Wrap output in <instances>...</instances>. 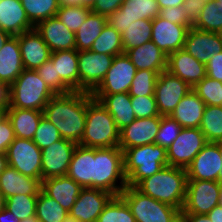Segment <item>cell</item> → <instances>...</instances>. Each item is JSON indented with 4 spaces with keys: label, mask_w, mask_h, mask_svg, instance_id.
Masks as SVG:
<instances>
[{
    "label": "cell",
    "mask_w": 222,
    "mask_h": 222,
    "mask_svg": "<svg viewBox=\"0 0 222 222\" xmlns=\"http://www.w3.org/2000/svg\"><path fill=\"white\" fill-rule=\"evenodd\" d=\"M159 14L157 0H124L120 8L107 17V24L122 34L133 22L153 20Z\"/></svg>",
    "instance_id": "cell-14"
},
{
    "label": "cell",
    "mask_w": 222,
    "mask_h": 222,
    "mask_svg": "<svg viewBox=\"0 0 222 222\" xmlns=\"http://www.w3.org/2000/svg\"><path fill=\"white\" fill-rule=\"evenodd\" d=\"M50 59L56 70V94L79 91L78 51L51 52Z\"/></svg>",
    "instance_id": "cell-15"
},
{
    "label": "cell",
    "mask_w": 222,
    "mask_h": 222,
    "mask_svg": "<svg viewBox=\"0 0 222 222\" xmlns=\"http://www.w3.org/2000/svg\"><path fill=\"white\" fill-rule=\"evenodd\" d=\"M95 148L77 145L67 171V176L83 188H94Z\"/></svg>",
    "instance_id": "cell-25"
},
{
    "label": "cell",
    "mask_w": 222,
    "mask_h": 222,
    "mask_svg": "<svg viewBox=\"0 0 222 222\" xmlns=\"http://www.w3.org/2000/svg\"><path fill=\"white\" fill-rule=\"evenodd\" d=\"M96 0H59L60 7L82 5L92 8Z\"/></svg>",
    "instance_id": "cell-56"
},
{
    "label": "cell",
    "mask_w": 222,
    "mask_h": 222,
    "mask_svg": "<svg viewBox=\"0 0 222 222\" xmlns=\"http://www.w3.org/2000/svg\"><path fill=\"white\" fill-rule=\"evenodd\" d=\"M219 204L222 206V192H221L220 203Z\"/></svg>",
    "instance_id": "cell-70"
},
{
    "label": "cell",
    "mask_w": 222,
    "mask_h": 222,
    "mask_svg": "<svg viewBox=\"0 0 222 222\" xmlns=\"http://www.w3.org/2000/svg\"><path fill=\"white\" fill-rule=\"evenodd\" d=\"M97 222H136V220L127 203L118 195L113 196L106 204Z\"/></svg>",
    "instance_id": "cell-41"
},
{
    "label": "cell",
    "mask_w": 222,
    "mask_h": 222,
    "mask_svg": "<svg viewBox=\"0 0 222 222\" xmlns=\"http://www.w3.org/2000/svg\"><path fill=\"white\" fill-rule=\"evenodd\" d=\"M218 34L220 35V38L222 40V30Z\"/></svg>",
    "instance_id": "cell-71"
},
{
    "label": "cell",
    "mask_w": 222,
    "mask_h": 222,
    "mask_svg": "<svg viewBox=\"0 0 222 222\" xmlns=\"http://www.w3.org/2000/svg\"><path fill=\"white\" fill-rule=\"evenodd\" d=\"M192 91V87L179 77L165 70L158 76L155 85V99L161 116H169L181 99Z\"/></svg>",
    "instance_id": "cell-13"
},
{
    "label": "cell",
    "mask_w": 222,
    "mask_h": 222,
    "mask_svg": "<svg viewBox=\"0 0 222 222\" xmlns=\"http://www.w3.org/2000/svg\"><path fill=\"white\" fill-rule=\"evenodd\" d=\"M63 139L58 129L44 116L41 118L33 142L42 150Z\"/></svg>",
    "instance_id": "cell-47"
},
{
    "label": "cell",
    "mask_w": 222,
    "mask_h": 222,
    "mask_svg": "<svg viewBox=\"0 0 222 222\" xmlns=\"http://www.w3.org/2000/svg\"><path fill=\"white\" fill-rule=\"evenodd\" d=\"M167 71L179 77L191 87L207 76L206 65L199 62L184 49L172 52L168 56Z\"/></svg>",
    "instance_id": "cell-23"
},
{
    "label": "cell",
    "mask_w": 222,
    "mask_h": 222,
    "mask_svg": "<svg viewBox=\"0 0 222 222\" xmlns=\"http://www.w3.org/2000/svg\"><path fill=\"white\" fill-rule=\"evenodd\" d=\"M8 166L6 153L0 152V174Z\"/></svg>",
    "instance_id": "cell-61"
},
{
    "label": "cell",
    "mask_w": 222,
    "mask_h": 222,
    "mask_svg": "<svg viewBox=\"0 0 222 222\" xmlns=\"http://www.w3.org/2000/svg\"><path fill=\"white\" fill-rule=\"evenodd\" d=\"M11 35L5 31L0 30V49L3 47V45L5 44V42L8 40V38Z\"/></svg>",
    "instance_id": "cell-62"
},
{
    "label": "cell",
    "mask_w": 222,
    "mask_h": 222,
    "mask_svg": "<svg viewBox=\"0 0 222 222\" xmlns=\"http://www.w3.org/2000/svg\"><path fill=\"white\" fill-rule=\"evenodd\" d=\"M200 2H203V3H207V2H211V1H215V0H199Z\"/></svg>",
    "instance_id": "cell-68"
},
{
    "label": "cell",
    "mask_w": 222,
    "mask_h": 222,
    "mask_svg": "<svg viewBox=\"0 0 222 222\" xmlns=\"http://www.w3.org/2000/svg\"><path fill=\"white\" fill-rule=\"evenodd\" d=\"M20 222H40L36 216H33V217H28L24 220H21Z\"/></svg>",
    "instance_id": "cell-65"
},
{
    "label": "cell",
    "mask_w": 222,
    "mask_h": 222,
    "mask_svg": "<svg viewBox=\"0 0 222 222\" xmlns=\"http://www.w3.org/2000/svg\"><path fill=\"white\" fill-rule=\"evenodd\" d=\"M205 106L202 99L194 91H190L169 116L182 128H199Z\"/></svg>",
    "instance_id": "cell-32"
},
{
    "label": "cell",
    "mask_w": 222,
    "mask_h": 222,
    "mask_svg": "<svg viewBox=\"0 0 222 222\" xmlns=\"http://www.w3.org/2000/svg\"><path fill=\"white\" fill-rule=\"evenodd\" d=\"M17 36L24 69L36 70L50 58L51 51L35 28Z\"/></svg>",
    "instance_id": "cell-24"
},
{
    "label": "cell",
    "mask_w": 222,
    "mask_h": 222,
    "mask_svg": "<svg viewBox=\"0 0 222 222\" xmlns=\"http://www.w3.org/2000/svg\"><path fill=\"white\" fill-rule=\"evenodd\" d=\"M93 52L107 55H120L124 53L121 34L109 24L103 28L99 37L93 42L90 49Z\"/></svg>",
    "instance_id": "cell-39"
},
{
    "label": "cell",
    "mask_w": 222,
    "mask_h": 222,
    "mask_svg": "<svg viewBox=\"0 0 222 222\" xmlns=\"http://www.w3.org/2000/svg\"><path fill=\"white\" fill-rule=\"evenodd\" d=\"M120 196L129 206L136 222H178L181 219L178 208L144 195L135 187L127 185Z\"/></svg>",
    "instance_id": "cell-7"
},
{
    "label": "cell",
    "mask_w": 222,
    "mask_h": 222,
    "mask_svg": "<svg viewBox=\"0 0 222 222\" xmlns=\"http://www.w3.org/2000/svg\"><path fill=\"white\" fill-rule=\"evenodd\" d=\"M222 184L217 181L187 180L181 214H207L220 203Z\"/></svg>",
    "instance_id": "cell-8"
},
{
    "label": "cell",
    "mask_w": 222,
    "mask_h": 222,
    "mask_svg": "<svg viewBox=\"0 0 222 222\" xmlns=\"http://www.w3.org/2000/svg\"><path fill=\"white\" fill-rule=\"evenodd\" d=\"M35 30L51 52L76 49V35L54 16L39 22Z\"/></svg>",
    "instance_id": "cell-22"
},
{
    "label": "cell",
    "mask_w": 222,
    "mask_h": 222,
    "mask_svg": "<svg viewBox=\"0 0 222 222\" xmlns=\"http://www.w3.org/2000/svg\"><path fill=\"white\" fill-rule=\"evenodd\" d=\"M69 212L42 189L36 202V217L40 222H63Z\"/></svg>",
    "instance_id": "cell-37"
},
{
    "label": "cell",
    "mask_w": 222,
    "mask_h": 222,
    "mask_svg": "<svg viewBox=\"0 0 222 222\" xmlns=\"http://www.w3.org/2000/svg\"><path fill=\"white\" fill-rule=\"evenodd\" d=\"M30 23L35 27L39 22L56 16L59 0H20Z\"/></svg>",
    "instance_id": "cell-35"
},
{
    "label": "cell",
    "mask_w": 222,
    "mask_h": 222,
    "mask_svg": "<svg viewBox=\"0 0 222 222\" xmlns=\"http://www.w3.org/2000/svg\"><path fill=\"white\" fill-rule=\"evenodd\" d=\"M37 199L38 195H13L6 199L5 209L21 221L36 216Z\"/></svg>",
    "instance_id": "cell-42"
},
{
    "label": "cell",
    "mask_w": 222,
    "mask_h": 222,
    "mask_svg": "<svg viewBox=\"0 0 222 222\" xmlns=\"http://www.w3.org/2000/svg\"><path fill=\"white\" fill-rule=\"evenodd\" d=\"M9 107L43 111L49 100L56 94L38 75L36 70L24 69L9 87Z\"/></svg>",
    "instance_id": "cell-6"
},
{
    "label": "cell",
    "mask_w": 222,
    "mask_h": 222,
    "mask_svg": "<svg viewBox=\"0 0 222 222\" xmlns=\"http://www.w3.org/2000/svg\"><path fill=\"white\" fill-rule=\"evenodd\" d=\"M38 75L47 86L56 94V70L52 60L49 58L43 65L36 69Z\"/></svg>",
    "instance_id": "cell-51"
},
{
    "label": "cell",
    "mask_w": 222,
    "mask_h": 222,
    "mask_svg": "<svg viewBox=\"0 0 222 222\" xmlns=\"http://www.w3.org/2000/svg\"><path fill=\"white\" fill-rule=\"evenodd\" d=\"M120 130L110 113L93 99L87 105L84 133L79 145L92 148L119 147Z\"/></svg>",
    "instance_id": "cell-4"
},
{
    "label": "cell",
    "mask_w": 222,
    "mask_h": 222,
    "mask_svg": "<svg viewBox=\"0 0 222 222\" xmlns=\"http://www.w3.org/2000/svg\"><path fill=\"white\" fill-rule=\"evenodd\" d=\"M14 139L15 134L11 122L4 114L0 119V152L6 153L8 146Z\"/></svg>",
    "instance_id": "cell-50"
},
{
    "label": "cell",
    "mask_w": 222,
    "mask_h": 222,
    "mask_svg": "<svg viewBox=\"0 0 222 222\" xmlns=\"http://www.w3.org/2000/svg\"><path fill=\"white\" fill-rule=\"evenodd\" d=\"M159 16L168 22L193 27L191 21L187 18L186 12L182 6L166 7L160 10Z\"/></svg>",
    "instance_id": "cell-49"
},
{
    "label": "cell",
    "mask_w": 222,
    "mask_h": 222,
    "mask_svg": "<svg viewBox=\"0 0 222 222\" xmlns=\"http://www.w3.org/2000/svg\"><path fill=\"white\" fill-rule=\"evenodd\" d=\"M5 115L11 122L15 137L33 139L43 111L34 109L8 108Z\"/></svg>",
    "instance_id": "cell-33"
},
{
    "label": "cell",
    "mask_w": 222,
    "mask_h": 222,
    "mask_svg": "<svg viewBox=\"0 0 222 222\" xmlns=\"http://www.w3.org/2000/svg\"><path fill=\"white\" fill-rule=\"evenodd\" d=\"M76 146L61 139L42 149V180L66 175Z\"/></svg>",
    "instance_id": "cell-17"
},
{
    "label": "cell",
    "mask_w": 222,
    "mask_h": 222,
    "mask_svg": "<svg viewBox=\"0 0 222 222\" xmlns=\"http://www.w3.org/2000/svg\"><path fill=\"white\" fill-rule=\"evenodd\" d=\"M32 29L20 0H0V30L17 36Z\"/></svg>",
    "instance_id": "cell-28"
},
{
    "label": "cell",
    "mask_w": 222,
    "mask_h": 222,
    "mask_svg": "<svg viewBox=\"0 0 222 222\" xmlns=\"http://www.w3.org/2000/svg\"><path fill=\"white\" fill-rule=\"evenodd\" d=\"M126 187L123 151L119 147L95 148L94 188L118 196Z\"/></svg>",
    "instance_id": "cell-5"
},
{
    "label": "cell",
    "mask_w": 222,
    "mask_h": 222,
    "mask_svg": "<svg viewBox=\"0 0 222 222\" xmlns=\"http://www.w3.org/2000/svg\"><path fill=\"white\" fill-rule=\"evenodd\" d=\"M63 222H80L79 220L71 217L70 215L64 219Z\"/></svg>",
    "instance_id": "cell-66"
},
{
    "label": "cell",
    "mask_w": 222,
    "mask_h": 222,
    "mask_svg": "<svg viewBox=\"0 0 222 222\" xmlns=\"http://www.w3.org/2000/svg\"><path fill=\"white\" fill-rule=\"evenodd\" d=\"M158 76L159 74L152 70H137L129 90V95L138 97L154 95Z\"/></svg>",
    "instance_id": "cell-45"
},
{
    "label": "cell",
    "mask_w": 222,
    "mask_h": 222,
    "mask_svg": "<svg viewBox=\"0 0 222 222\" xmlns=\"http://www.w3.org/2000/svg\"><path fill=\"white\" fill-rule=\"evenodd\" d=\"M152 20L140 19L133 22L126 31L121 34L124 53L151 40Z\"/></svg>",
    "instance_id": "cell-36"
},
{
    "label": "cell",
    "mask_w": 222,
    "mask_h": 222,
    "mask_svg": "<svg viewBox=\"0 0 222 222\" xmlns=\"http://www.w3.org/2000/svg\"><path fill=\"white\" fill-rule=\"evenodd\" d=\"M190 28L168 22L159 15L152 20L151 41L167 56L184 49L185 38Z\"/></svg>",
    "instance_id": "cell-18"
},
{
    "label": "cell",
    "mask_w": 222,
    "mask_h": 222,
    "mask_svg": "<svg viewBox=\"0 0 222 222\" xmlns=\"http://www.w3.org/2000/svg\"><path fill=\"white\" fill-rule=\"evenodd\" d=\"M131 103L136 118L161 116L157 109L155 95L131 96Z\"/></svg>",
    "instance_id": "cell-48"
},
{
    "label": "cell",
    "mask_w": 222,
    "mask_h": 222,
    "mask_svg": "<svg viewBox=\"0 0 222 222\" xmlns=\"http://www.w3.org/2000/svg\"><path fill=\"white\" fill-rule=\"evenodd\" d=\"M207 143L200 128H182L166 150L168 165L186 169Z\"/></svg>",
    "instance_id": "cell-10"
},
{
    "label": "cell",
    "mask_w": 222,
    "mask_h": 222,
    "mask_svg": "<svg viewBox=\"0 0 222 222\" xmlns=\"http://www.w3.org/2000/svg\"><path fill=\"white\" fill-rule=\"evenodd\" d=\"M82 188L67 175L42 180V190L68 212L75 204Z\"/></svg>",
    "instance_id": "cell-27"
},
{
    "label": "cell",
    "mask_w": 222,
    "mask_h": 222,
    "mask_svg": "<svg viewBox=\"0 0 222 222\" xmlns=\"http://www.w3.org/2000/svg\"><path fill=\"white\" fill-rule=\"evenodd\" d=\"M110 113L119 130L131 124L135 119L129 93L111 95H92Z\"/></svg>",
    "instance_id": "cell-31"
},
{
    "label": "cell",
    "mask_w": 222,
    "mask_h": 222,
    "mask_svg": "<svg viewBox=\"0 0 222 222\" xmlns=\"http://www.w3.org/2000/svg\"><path fill=\"white\" fill-rule=\"evenodd\" d=\"M222 170L218 145L208 142L186 168L187 180L217 181Z\"/></svg>",
    "instance_id": "cell-16"
},
{
    "label": "cell",
    "mask_w": 222,
    "mask_h": 222,
    "mask_svg": "<svg viewBox=\"0 0 222 222\" xmlns=\"http://www.w3.org/2000/svg\"><path fill=\"white\" fill-rule=\"evenodd\" d=\"M204 3L199 0H185L182 4L187 18L194 24L201 14V9L203 8Z\"/></svg>",
    "instance_id": "cell-54"
},
{
    "label": "cell",
    "mask_w": 222,
    "mask_h": 222,
    "mask_svg": "<svg viewBox=\"0 0 222 222\" xmlns=\"http://www.w3.org/2000/svg\"><path fill=\"white\" fill-rule=\"evenodd\" d=\"M112 197L111 193L100 189L82 188L69 215L80 222H97L98 216Z\"/></svg>",
    "instance_id": "cell-20"
},
{
    "label": "cell",
    "mask_w": 222,
    "mask_h": 222,
    "mask_svg": "<svg viewBox=\"0 0 222 222\" xmlns=\"http://www.w3.org/2000/svg\"><path fill=\"white\" fill-rule=\"evenodd\" d=\"M123 2L124 0H96L91 11L108 17L117 11Z\"/></svg>",
    "instance_id": "cell-52"
},
{
    "label": "cell",
    "mask_w": 222,
    "mask_h": 222,
    "mask_svg": "<svg viewBox=\"0 0 222 222\" xmlns=\"http://www.w3.org/2000/svg\"><path fill=\"white\" fill-rule=\"evenodd\" d=\"M123 162L127 185L132 187L168 166L166 149L155 143L124 150Z\"/></svg>",
    "instance_id": "cell-3"
},
{
    "label": "cell",
    "mask_w": 222,
    "mask_h": 222,
    "mask_svg": "<svg viewBox=\"0 0 222 222\" xmlns=\"http://www.w3.org/2000/svg\"><path fill=\"white\" fill-rule=\"evenodd\" d=\"M0 222H20L10 211L4 209L0 212Z\"/></svg>",
    "instance_id": "cell-60"
},
{
    "label": "cell",
    "mask_w": 222,
    "mask_h": 222,
    "mask_svg": "<svg viewBox=\"0 0 222 222\" xmlns=\"http://www.w3.org/2000/svg\"><path fill=\"white\" fill-rule=\"evenodd\" d=\"M199 128L207 142L222 141V106L206 105Z\"/></svg>",
    "instance_id": "cell-38"
},
{
    "label": "cell",
    "mask_w": 222,
    "mask_h": 222,
    "mask_svg": "<svg viewBox=\"0 0 222 222\" xmlns=\"http://www.w3.org/2000/svg\"><path fill=\"white\" fill-rule=\"evenodd\" d=\"M193 28L219 33L222 30V5H216V1L204 3L198 20Z\"/></svg>",
    "instance_id": "cell-40"
},
{
    "label": "cell",
    "mask_w": 222,
    "mask_h": 222,
    "mask_svg": "<svg viewBox=\"0 0 222 222\" xmlns=\"http://www.w3.org/2000/svg\"><path fill=\"white\" fill-rule=\"evenodd\" d=\"M184 50L206 65L212 56L222 52V40L218 33L192 27L187 32Z\"/></svg>",
    "instance_id": "cell-21"
},
{
    "label": "cell",
    "mask_w": 222,
    "mask_h": 222,
    "mask_svg": "<svg viewBox=\"0 0 222 222\" xmlns=\"http://www.w3.org/2000/svg\"><path fill=\"white\" fill-rule=\"evenodd\" d=\"M215 143L218 145L220 155L222 156V141H218V142H215ZM217 182L222 184V170L219 172Z\"/></svg>",
    "instance_id": "cell-63"
},
{
    "label": "cell",
    "mask_w": 222,
    "mask_h": 222,
    "mask_svg": "<svg viewBox=\"0 0 222 222\" xmlns=\"http://www.w3.org/2000/svg\"><path fill=\"white\" fill-rule=\"evenodd\" d=\"M183 222H212L207 214H181Z\"/></svg>",
    "instance_id": "cell-57"
},
{
    "label": "cell",
    "mask_w": 222,
    "mask_h": 222,
    "mask_svg": "<svg viewBox=\"0 0 222 222\" xmlns=\"http://www.w3.org/2000/svg\"><path fill=\"white\" fill-rule=\"evenodd\" d=\"M185 0H157L159 9L182 6Z\"/></svg>",
    "instance_id": "cell-59"
},
{
    "label": "cell",
    "mask_w": 222,
    "mask_h": 222,
    "mask_svg": "<svg viewBox=\"0 0 222 222\" xmlns=\"http://www.w3.org/2000/svg\"><path fill=\"white\" fill-rule=\"evenodd\" d=\"M6 156L9 166L23 175L42 180V151L33 140L15 137Z\"/></svg>",
    "instance_id": "cell-9"
},
{
    "label": "cell",
    "mask_w": 222,
    "mask_h": 222,
    "mask_svg": "<svg viewBox=\"0 0 222 222\" xmlns=\"http://www.w3.org/2000/svg\"><path fill=\"white\" fill-rule=\"evenodd\" d=\"M136 71V67L126 53L114 56L104 79L91 95L129 93Z\"/></svg>",
    "instance_id": "cell-12"
},
{
    "label": "cell",
    "mask_w": 222,
    "mask_h": 222,
    "mask_svg": "<svg viewBox=\"0 0 222 222\" xmlns=\"http://www.w3.org/2000/svg\"><path fill=\"white\" fill-rule=\"evenodd\" d=\"M207 216L212 222H222V206L220 204L215 206Z\"/></svg>",
    "instance_id": "cell-58"
},
{
    "label": "cell",
    "mask_w": 222,
    "mask_h": 222,
    "mask_svg": "<svg viewBox=\"0 0 222 222\" xmlns=\"http://www.w3.org/2000/svg\"><path fill=\"white\" fill-rule=\"evenodd\" d=\"M91 8L86 6H63L60 7L56 17L62 22L69 30L76 33L79 27L87 19Z\"/></svg>",
    "instance_id": "cell-44"
},
{
    "label": "cell",
    "mask_w": 222,
    "mask_h": 222,
    "mask_svg": "<svg viewBox=\"0 0 222 222\" xmlns=\"http://www.w3.org/2000/svg\"><path fill=\"white\" fill-rule=\"evenodd\" d=\"M206 70L209 78L222 82V52L208 60Z\"/></svg>",
    "instance_id": "cell-53"
},
{
    "label": "cell",
    "mask_w": 222,
    "mask_h": 222,
    "mask_svg": "<svg viewBox=\"0 0 222 222\" xmlns=\"http://www.w3.org/2000/svg\"><path fill=\"white\" fill-rule=\"evenodd\" d=\"M41 189V179L23 175L9 165L0 174V192L6 199L13 195H38Z\"/></svg>",
    "instance_id": "cell-26"
},
{
    "label": "cell",
    "mask_w": 222,
    "mask_h": 222,
    "mask_svg": "<svg viewBox=\"0 0 222 222\" xmlns=\"http://www.w3.org/2000/svg\"><path fill=\"white\" fill-rule=\"evenodd\" d=\"M6 206V198L4 195L0 192V212L5 209Z\"/></svg>",
    "instance_id": "cell-64"
},
{
    "label": "cell",
    "mask_w": 222,
    "mask_h": 222,
    "mask_svg": "<svg viewBox=\"0 0 222 222\" xmlns=\"http://www.w3.org/2000/svg\"><path fill=\"white\" fill-rule=\"evenodd\" d=\"M10 90L6 83L0 82V109L6 111L9 107Z\"/></svg>",
    "instance_id": "cell-55"
},
{
    "label": "cell",
    "mask_w": 222,
    "mask_h": 222,
    "mask_svg": "<svg viewBox=\"0 0 222 222\" xmlns=\"http://www.w3.org/2000/svg\"><path fill=\"white\" fill-rule=\"evenodd\" d=\"M194 91L209 106H222V82L205 76L192 87Z\"/></svg>",
    "instance_id": "cell-43"
},
{
    "label": "cell",
    "mask_w": 222,
    "mask_h": 222,
    "mask_svg": "<svg viewBox=\"0 0 222 222\" xmlns=\"http://www.w3.org/2000/svg\"><path fill=\"white\" fill-rule=\"evenodd\" d=\"M114 56L91 50L78 52L79 91L92 93L104 79Z\"/></svg>",
    "instance_id": "cell-11"
},
{
    "label": "cell",
    "mask_w": 222,
    "mask_h": 222,
    "mask_svg": "<svg viewBox=\"0 0 222 222\" xmlns=\"http://www.w3.org/2000/svg\"><path fill=\"white\" fill-rule=\"evenodd\" d=\"M93 99L91 93L83 91L56 94L44 107L43 115L63 139L78 145L84 133L87 105Z\"/></svg>",
    "instance_id": "cell-1"
},
{
    "label": "cell",
    "mask_w": 222,
    "mask_h": 222,
    "mask_svg": "<svg viewBox=\"0 0 222 222\" xmlns=\"http://www.w3.org/2000/svg\"><path fill=\"white\" fill-rule=\"evenodd\" d=\"M106 24V16L91 11L87 19L75 33L76 50L78 52L90 50L93 42L99 37Z\"/></svg>",
    "instance_id": "cell-34"
},
{
    "label": "cell",
    "mask_w": 222,
    "mask_h": 222,
    "mask_svg": "<svg viewBox=\"0 0 222 222\" xmlns=\"http://www.w3.org/2000/svg\"><path fill=\"white\" fill-rule=\"evenodd\" d=\"M125 53L137 70H152L158 74L167 70L168 56L151 40Z\"/></svg>",
    "instance_id": "cell-29"
},
{
    "label": "cell",
    "mask_w": 222,
    "mask_h": 222,
    "mask_svg": "<svg viewBox=\"0 0 222 222\" xmlns=\"http://www.w3.org/2000/svg\"><path fill=\"white\" fill-rule=\"evenodd\" d=\"M181 129L182 127L172 117L161 116V122L155 138V144L167 150L173 141L176 140Z\"/></svg>",
    "instance_id": "cell-46"
},
{
    "label": "cell",
    "mask_w": 222,
    "mask_h": 222,
    "mask_svg": "<svg viewBox=\"0 0 222 222\" xmlns=\"http://www.w3.org/2000/svg\"><path fill=\"white\" fill-rule=\"evenodd\" d=\"M216 1V5H222V0H215Z\"/></svg>",
    "instance_id": "cell-69"
},
{
    "label": "cell",
    "mask_w": 222,
    "mask_h": 222,
    "mask_svg": "<svg viewBox=\"0 0 222 222\" xmlns=\"http://www.w3.org/2000/svg\"><path fill=\"white\" fill-rule=\"evenodd\" d=\"M161 116L136 118L131 124L120 130L119 148H128L155 143Z\"/></svg>",
    "instance_id": "cell-19"
},
{
    "label": "cell",
    "mask_w": 222,
    "mask_h": 222,
    "mask_svg": "<svg viewBox=\"0 0 222 222\" xmlns=\"http://www.w3.org/2000/svg\"><path fill=\"white\" fill-rule=\"evenodd\" d=\"M135 188L144 195L181 211L187 188L186 169L168 165L154 175L140 181Z\"/></svg>",
    "instance_id": "cell-2"
},
{
    "label": "cell",
    "mask_w": 222,
    "mask_h": 222,
    "mask_svg": "<svg viewBox=\"0 0 222 222\" xmlns=\"http://www.w3.org/2000/svg\"><path fill=\"white\" fill-rule=\"evenodd\" d=\"M23 70L18 36H10L0 49V82L10 87Z\"/></svg>",
    "instance_id": "cell-30"
},
{
    "label": "cell",
    "mask_w": 222,
    "mask_h": 222,
    "mask_svg": "<svg viewBox=\"0 0 222 222\" xmlns=\"http://www.w3.org/2000/svg\"><path fill=\"white\" fill-rule=\"evenodd\" d=\"M5 114V111L3 109H0V119L2 118V116Z\"/></svg>",
    "instance_id": "cell-67"
}]
</instances>
